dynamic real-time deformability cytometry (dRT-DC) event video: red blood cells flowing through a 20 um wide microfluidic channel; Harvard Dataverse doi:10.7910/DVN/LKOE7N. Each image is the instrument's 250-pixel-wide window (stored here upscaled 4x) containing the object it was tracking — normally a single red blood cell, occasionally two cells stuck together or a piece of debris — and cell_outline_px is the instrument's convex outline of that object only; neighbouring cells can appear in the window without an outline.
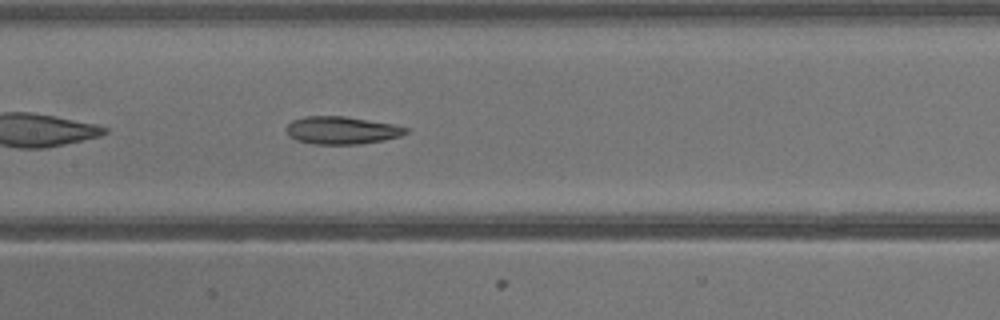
{"species": "common noctule bat (a hibernating species)", "species_latin": "Nyctalus noctula", "temperature_condition": "warm", "stored_images_in_passage": 24, "camera_frame_rate_fps": 3000, "um_per_image_px": 0.085, "animal": {"sex": "male", "body_mass_g": 13.3}, "frame": {"image": 1, "passage_image": 8, "time_ms": 2.333, "image_size_px": [1000, 320], "cell_outline_px": [[408, 132], [400, 136], [384, 140], [360, 144], [312, 144], [296, 140], [288, 136], [284, 128], [292, 120], [304, 116], [344, 116], [392, 124], [408, 128]], "centroid_in_image_um": [28.99, 11.08], "position_along_channel_um": 178.4, "area_um2": 19.36}}
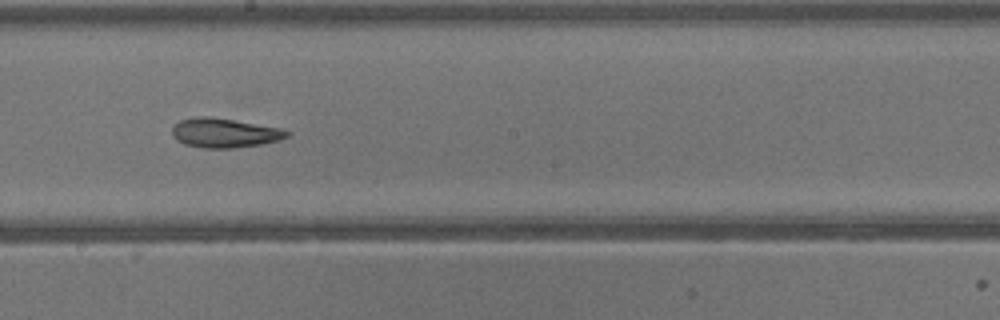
{"frame": {"image": 2, "passage_image": 11, "time_ms": 3.333, "image_size_px": [1000, 320], "cell_outline_px": [[292, 132], [288, 136], [280, 140], [260, 144], [232, 148], [204, 148], [184, 144], [176, 140], [172, 136], [172, 128], [180, 120], [196, 116], [208, 116], [280, 128]], "centroid_in_image_um": [19.06, 11.3], "position_along_channel_um": 229.1, "area_um2": 19.54}}
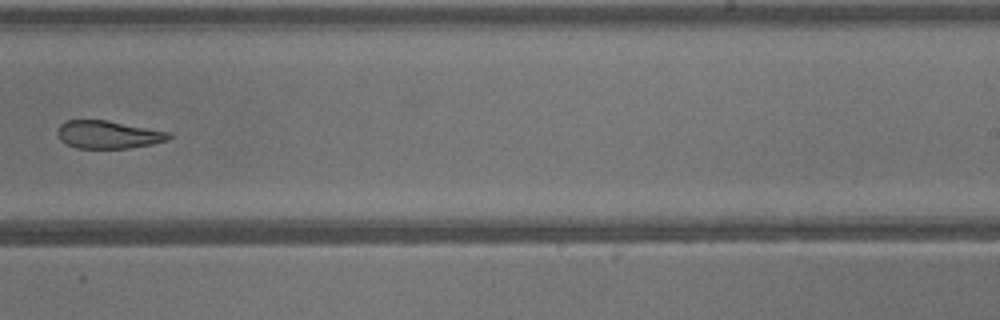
{"frame": {"image": 3, "passage_image": 14, "time_ms": 4.333, "image_size_px": [1000, 320], "cell_outline_px": [[172, 136], [168, 140], [152, 144], [128, 148], [76, 148], [60, 140], [56, 132], [60, 124], [64, 120], [104, 120], [172, 132]], "centroid_in_image_um": [9.2, 11.44], "position_along_channel_um": 279.8, "area_um2": 18.09}}